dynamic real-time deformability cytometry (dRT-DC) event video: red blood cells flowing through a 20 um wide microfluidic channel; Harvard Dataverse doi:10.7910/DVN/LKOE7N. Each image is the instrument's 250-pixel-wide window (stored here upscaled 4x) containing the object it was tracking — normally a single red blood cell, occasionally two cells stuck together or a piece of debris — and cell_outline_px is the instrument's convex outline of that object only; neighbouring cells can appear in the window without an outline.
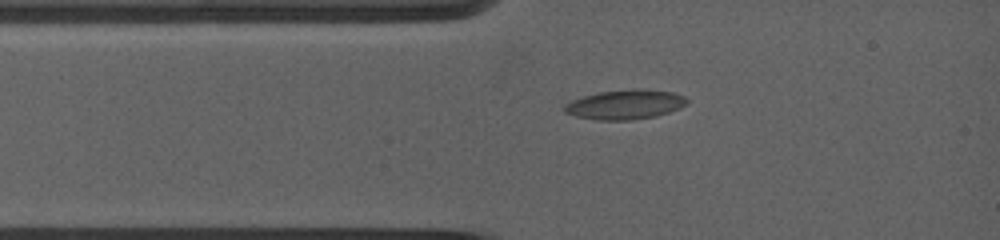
{"species": "common noctule bat (a hibernating species)", "species_latin": "Nyctalus noctula", "temperature_condition": "warm", "stored_images_in_passage": 2, "camera_frame_rate_fps": 5000, "um_per_image_px": 0.085, "animal": {"sex": "female", "body_mass_g": 19.0, "forearm_length_mm": 53.3}, "frame": {"image": 1, "passage_image": 1, "time_ms": 0.0, "image_size_px": [1000, 240], "cell_outline_px": [[688, 100], [684, 104], [668, 112], [652, 116], [624, 120], [604, 120], [580, 116], [564, 112], [564, 108], [572, 100], [584, 96], [600, 92], [672, 92], [684, 96]], "centroid_in_image_um": [53.09, 8.92], "position_along_channel_um": 31.9, "area_um2": 19.25}}